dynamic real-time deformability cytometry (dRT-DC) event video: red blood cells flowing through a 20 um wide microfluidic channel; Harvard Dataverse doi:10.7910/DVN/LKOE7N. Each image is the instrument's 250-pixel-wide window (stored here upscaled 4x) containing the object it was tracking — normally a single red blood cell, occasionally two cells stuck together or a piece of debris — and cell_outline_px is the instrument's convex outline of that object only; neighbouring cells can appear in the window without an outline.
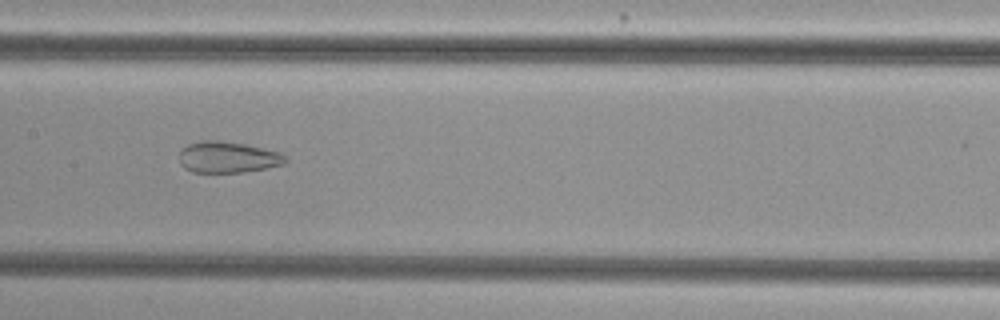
{"species": "common noctule bat (a hibernating species)", "species_latin": "Nyctalus noctula", "temperature_condition": "cold", "stored_images_in_passage": 39, "camera_frame_rate_fps": 3000, "um_per_image_px": 0.085, "animal": {"sex": "female", "body_mass_g": 29.2, "forearm_length_mm": 56.3}, "frame": {"image": 1, "passage_image": 12, "time_ms": 3.667, "image_size_px": [1000, 320], "cell_outline_px": [[288, 160], [284, 164], [264, 168], [240, 172], [192, 172], [184, 168], [180, 164], [180, 152], [188, 144], [204, 140], [216, 140], [244, 144], [280, 152]], "centroid_in_image_um": [19.34, 13.36], "position_along_channel_um": 188.1, "area_um2": 19.07}}
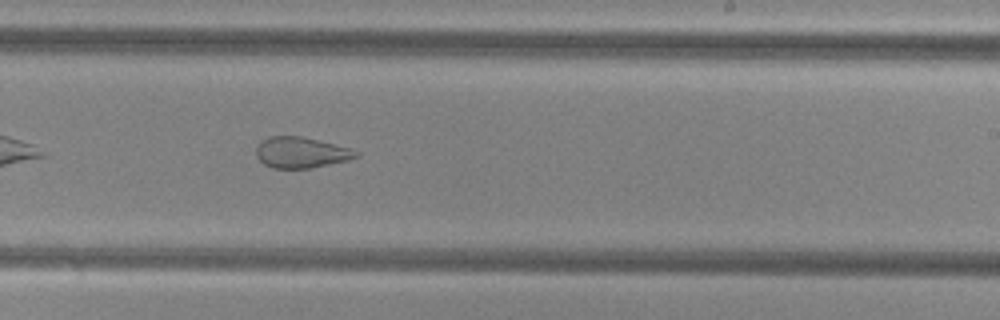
{"frame": {"image": 2, "passage_image": 18, "time_ms": 5.667, "image_size_px": [1000, 320], "cell_outline_px": [[360, 156], [348, 160], [312, 168], [272, 168], [264, 164], [256, 156], [256, 148], [260, 140], [268, 136], [300, 136], [352, 148], [360, 152]], "centroid_in_image_um": [25.6, 12.96], "position_along_channel_um": 263.4, "area_um2": 18.15}}
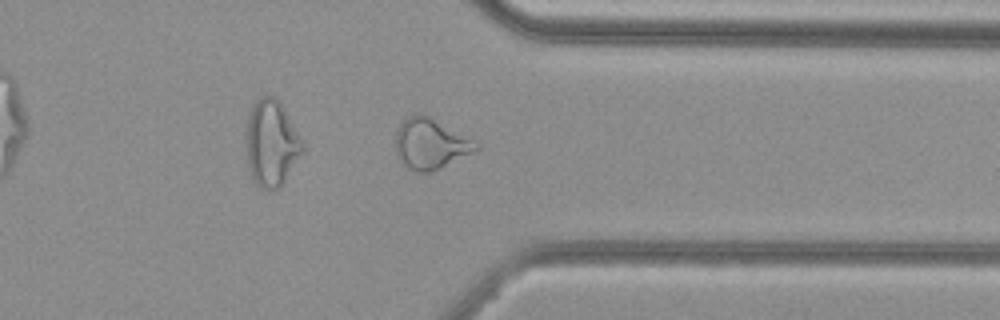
{"frame": {"image": 3, "passage_image": 27, "time_ms": 8.667, "image_size_px": [1000, 320], "cell_outline_px": [[480, 148], [440, 168], [428, 172], [416, 172], [408, 168], [396, 156], [396, 128], [408, 116], [420, 112], [428, 116], [480, 144]], "centroid_in_image_um": [36.54, 12.22], "position_along_channel_um": 374.9, "area_um2": 23.29}, "authors_computed_cell_mechanics": {"area_um2": 23.2934, "velocity_mm_per_s": 3.7841, "shape_relaxation_time_tau1_ms": null, "shape_relaxation_time_tau2_ms": 1.6742, "deformation_change_tau1": null, "deformation_change_tau2": 0.0918}}